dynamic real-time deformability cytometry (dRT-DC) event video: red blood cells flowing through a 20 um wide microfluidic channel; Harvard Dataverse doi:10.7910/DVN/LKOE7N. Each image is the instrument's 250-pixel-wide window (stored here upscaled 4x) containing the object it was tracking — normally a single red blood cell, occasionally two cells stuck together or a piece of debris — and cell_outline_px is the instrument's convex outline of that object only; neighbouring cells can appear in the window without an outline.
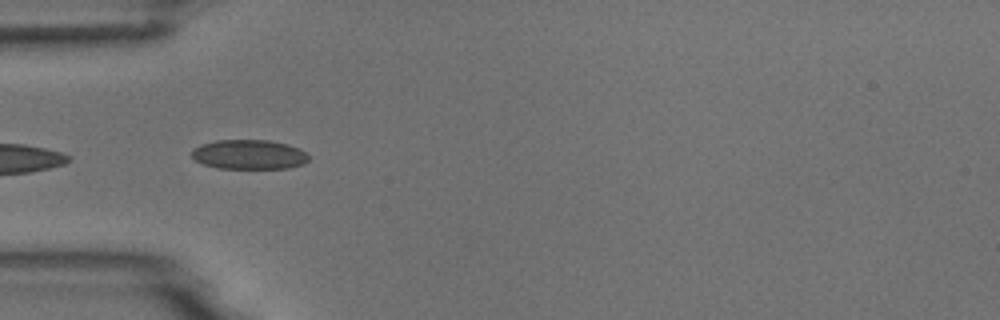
{"species": "common noctule bat (a hibernating species)", "species_latin": "Nyctalus noctula", "temperature_condition": "room temperature", "stored_images_in_passage": 8, "camera_frame_rate_fps": 3000, "um_per_image_px": 0.085, "animal": {"sex": "male", "body_mass_g": 18.8}, "frame": {"image": 1, "passage_image": 4, "time_ms": 1.0, "image_size_px": [1000, 320], "cell_outline_px": [[308, 160], [304, 164], [288, 168], [216, 168], [204, 164], [196, 160], [192, 156], [192, 148], [200, 144], [216, 140], [268, 140], [288, 144], [300, 148], [308, 156]], "centroid_in_image_um": [21.16, 13.12], "position_along_channel_um": 63.8, "area_um2": 20.17}}
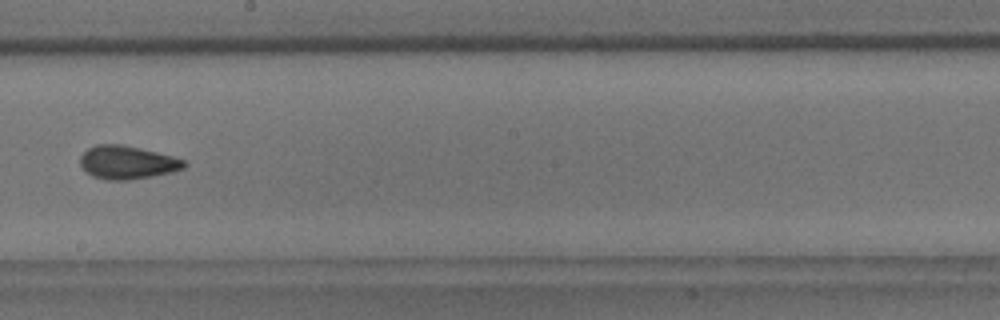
{"frame": {"image": 2, "passage_image": 8, "time_ms": 2.333, "image_size_px": [1000, 320], "cell_outline_px": [[188, 164], [184, 168], [172, 172], [152, 176], [128, 180], [108, 180], [92, 176], [80, 164], [80, 156], [88, 148], [96, 144], [124, 144], [172, 156], [184, 160]], "centroid_in_image_um": [10.82, 13.8], "position_along_channel_um": 237.4, "area_um2": 20.11}}